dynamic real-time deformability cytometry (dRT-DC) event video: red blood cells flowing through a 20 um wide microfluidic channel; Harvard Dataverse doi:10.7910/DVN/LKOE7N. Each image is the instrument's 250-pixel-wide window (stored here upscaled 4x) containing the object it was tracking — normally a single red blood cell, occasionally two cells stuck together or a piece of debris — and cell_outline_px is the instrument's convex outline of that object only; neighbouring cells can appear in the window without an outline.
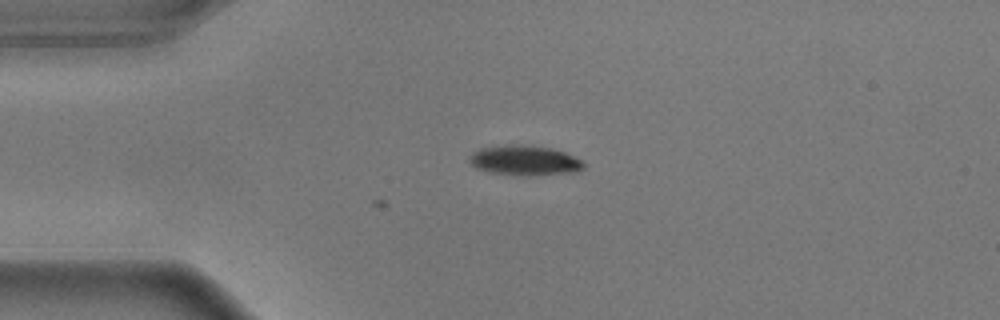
{"species": "common noctule bat (a hibernating species)", "species_latin": "Nyctalus noctula", "temperature_condition": "warm", "stored_images_in_passage": 6, "camera_frame_rate_fps": 3000, "um_per_image_px": 0.085, "animal": {"sex": "male", "body_mass_g": 17.9}, "frame": {"image": 1, "passage_image": 1, "time_ms": 0.0, "image_size_px": [1000, 320], "cell_outline_px": [[584, 168], [576, 172], [528, 176], [516, 176], [488, 172], [476, 168], [468, 160], [472, 152], [480, 148], [552, 148], [564, 152], [580, 160], [584, 164]], "centroid_in_image_um": [44.61, 13.72], "position_along_channel_um": 40.4, "area_um2": 18.96}}